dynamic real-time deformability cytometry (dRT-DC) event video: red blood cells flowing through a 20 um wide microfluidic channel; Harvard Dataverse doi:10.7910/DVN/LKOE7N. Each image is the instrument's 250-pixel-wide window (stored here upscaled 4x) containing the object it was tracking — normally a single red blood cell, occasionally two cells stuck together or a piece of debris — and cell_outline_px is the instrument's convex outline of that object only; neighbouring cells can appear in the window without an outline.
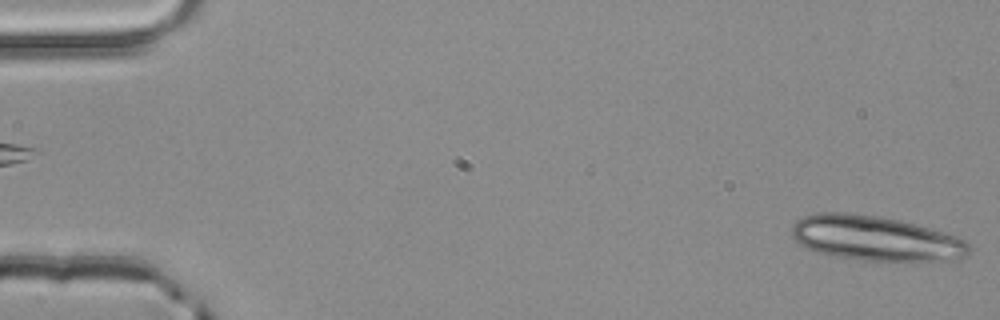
{"species": "common noctule bat (a hibernating species)", "species_latin": "Nyctalus noctula", "temperature_condition": "room temperature", "stored_images_in_passage": 4, "segment_of_instrument_passage": [2, 2], "camera_frame_rate_fps": 3000, "um_per_image_px": 0.085, "animal": {"sex": "male", "body_mass_g": 20.4}, "frame": {"image": 1, "passage_image": 4, "time_ms": 1.0, "image_size_px": [1000, 320], "cell_outline_px": [[972, 248], [968, 256], [960, 260], [904, 264], [864, 260], [836, 256], [804, 248], [792, 236], [792, 224], [796, 220], [804, 216], [816, 212], [848, 212], [880, 216], [900, 220], [916, 224], [944, 232], [956, 236], [964, 240]], "centroid_in_image_um": [74.51, 20.3], "position_along_channel_um": 10.5, "area_um2": 47.86}}